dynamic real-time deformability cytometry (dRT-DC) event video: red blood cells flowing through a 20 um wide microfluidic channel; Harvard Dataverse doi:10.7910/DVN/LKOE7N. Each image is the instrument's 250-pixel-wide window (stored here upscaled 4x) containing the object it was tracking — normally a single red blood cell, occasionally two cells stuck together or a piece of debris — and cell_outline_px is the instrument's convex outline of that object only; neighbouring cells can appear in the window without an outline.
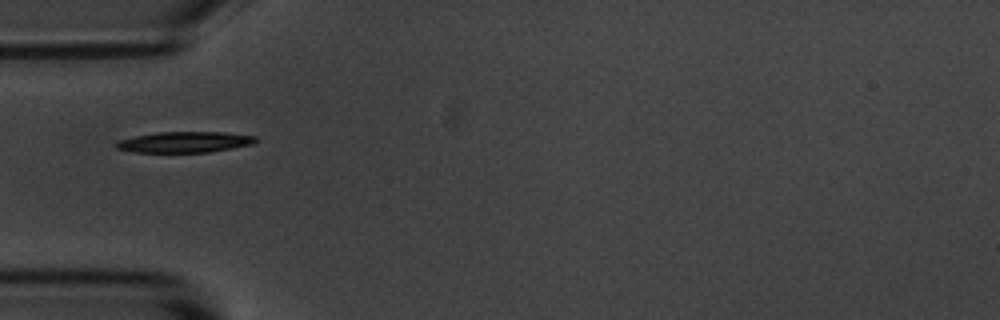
{"species": "common noctule bat (a hibernating species)", "species_latin": "Nyctalus noctula", "temperature_condition": "room temperature", "stored_images_in_passage": 39, "camera_frame_rate_fps": 3000, "um_per_image_px": 0.085, "animal": {"sex": "male", "body_mass_g": 20.1, "forearm_length_mm": 53.5}, "frame": {"image": 1, "passage_image": 1, "time_ms": 0.0, "image_size_px": [1000, 320], "cell_outline_px": [[260, 140], [252, 144], [232, 148], [208, 152], [136, 152], [116, 148], [112, 144], [116, 140], [156, 132], [224, 132], [256, 136]], "centroid_in_image_um": [15.68, 12.07], "position_along_channel_um": 69.3, "area_um2": 17.05}}
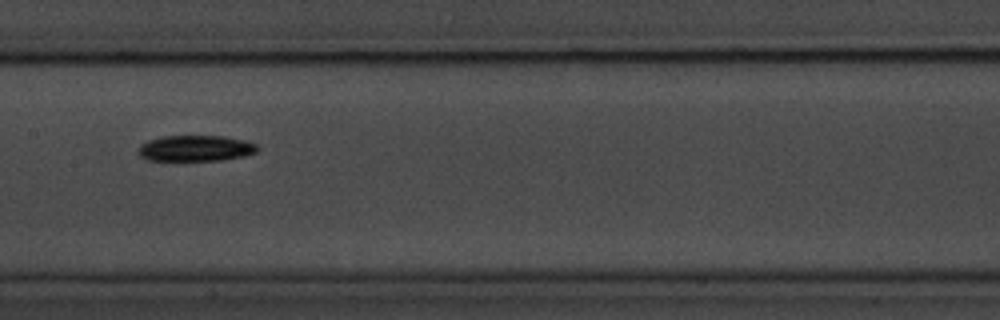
{"frame": {"image": 2, "passage_image": 11, "time_ms": 3.333, "image_size_px": [1000, 320], "cell_outline_px": [[260, 148], [256, 152], [244, 156], [220, 160], [148, 160], [140, 156], [136, 152], [140, 144], [148, 140], [160, 136], [224, 136], [244, 140], [256, 144]], "centroid_in_image_um": [16.6, 12.6], "position_along_channel_um": 190.8, "area_um2": 18.09}}
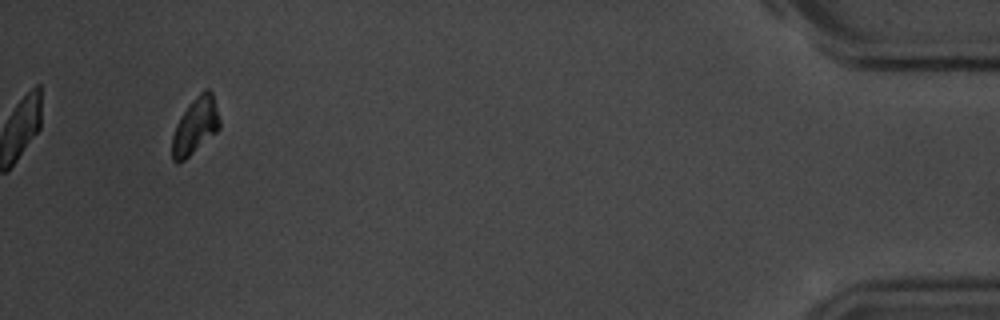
{"frame": {"image": 3, "passage_image": 36, "time_ms": 11.667, "image_size_px": [1000, 320], "cell_outline_px": [[220, 128], [216, 132], [184, 160], [176, 164], [172, 160], [172, 136], [176, 124], [180, 116], [192, 100], [204, 88], [208, 88], [212, 92], [220, 120]], "centroid_in_image_um": [16.59, 10.69], "position_along_channel_um": 418.6, "area_um2": 15.55}, "authors_computed_cell_mechanics": {"area_um2": 16.9354, "velocity_mm_per_s": 3.6247, "shape_relaxation_time_tau1_ms": 1.7709, "shape_relaxation_time_tau2_ms": null, "deformation_change_tau1": 0.1202, "deformation_change_tau2": null}}